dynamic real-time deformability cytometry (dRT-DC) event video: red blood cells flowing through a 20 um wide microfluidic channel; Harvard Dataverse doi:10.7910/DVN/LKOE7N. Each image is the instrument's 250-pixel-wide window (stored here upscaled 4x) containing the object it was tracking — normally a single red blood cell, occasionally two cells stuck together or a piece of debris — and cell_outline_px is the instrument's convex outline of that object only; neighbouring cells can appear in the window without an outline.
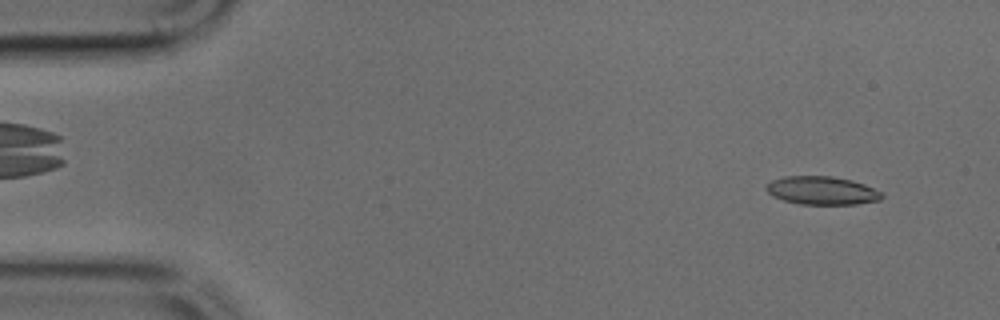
{"species": "common noctule bat (a hibernating species)", "species_latin": "Nyctalus noctula", "temperature_condition": "cold", "stored_images_in_passage": 13, "camera_frame_rate_fps": 3000, "um_per_image_px": 0.085, "animal": {"sex": "male", "body_mass_g": 17.9, "forearm_length_mm": 54.2}, "frame": {"image": 1, "passage_image": 3, "time_ms": 0.667, "image_size_px": [1000, 320], "cell_outline_px": [[884, 196], [880, 200], [856, 204], [800, 204], [784, 200], [772, 196], [764, 188], [772, 180], [784, 176], [832, 176], [852, 180], [864, 184], [880, 192]], "centroid_in_image_um": [69.85, 16.19], "position_along_channel_um": 15.2, "area_um2": 18.96}}
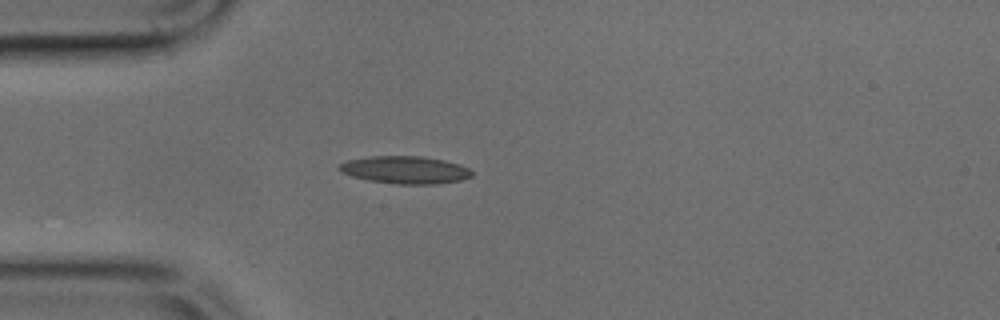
{"frame": {"image": 2, "passage_image": 12, "time_ms": 3.667, "image_size_px": [1000, 320], "cell_outline_px": [[472, 176], [460, 180], [436, 184], [396, 184], [368, 180], [352, 176], [340, 172], [336, 168], [340, 164], [348, 160], [372, 156], [420, 156], [444, 160], [460, 164], [468, 168], [472, 172]], "centroid_in_image_um": [34.42, 14.44], "position_along_channel_um": 50.6, "area_um2": 21.27}}